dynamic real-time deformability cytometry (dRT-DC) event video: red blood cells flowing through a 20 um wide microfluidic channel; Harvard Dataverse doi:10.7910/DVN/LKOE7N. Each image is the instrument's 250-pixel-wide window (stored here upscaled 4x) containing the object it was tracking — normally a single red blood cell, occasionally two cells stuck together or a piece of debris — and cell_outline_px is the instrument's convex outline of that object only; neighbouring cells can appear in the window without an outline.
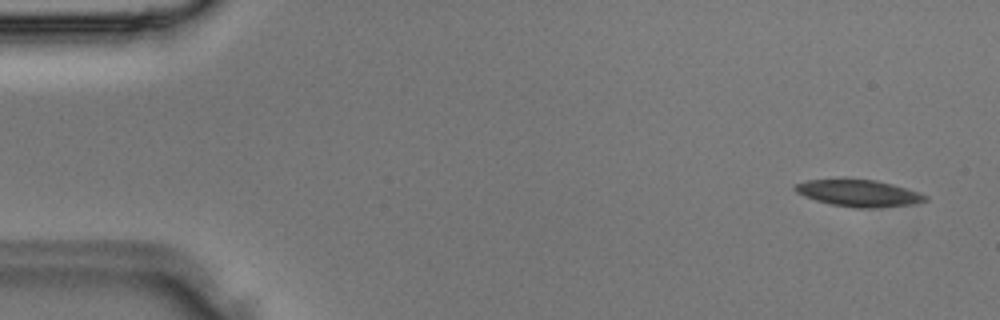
{"species": "Egyptian fruit bat (a non-hibernating species)", "species_latin": "Rousettus aegyptiacus", "temperature_condition": "room temperature", "stored_images_in_passage": 3, "camera_frame_rate_fps": 3000, "um_per_image_px": 0.085, "animal": {"sex": "male"}, "frame": {"image": 1, "passage_image": 3, "time_ms": 0.667, "image_size_px": [1000, 320], "cell_outline_px": [[928, 200], [916, 204], [868, 208], [856, 208], [832, 204], [816, 200], [804, 196], [796, 192], [792, 188], [796, 184], [808, 180], [876, 180], [892, 184], [920, 192], [928, 196]], "centroid_in_image_um": [73.03, 16.43], "position_along_channel_um": 12.0, "area_um2": 20.06}}